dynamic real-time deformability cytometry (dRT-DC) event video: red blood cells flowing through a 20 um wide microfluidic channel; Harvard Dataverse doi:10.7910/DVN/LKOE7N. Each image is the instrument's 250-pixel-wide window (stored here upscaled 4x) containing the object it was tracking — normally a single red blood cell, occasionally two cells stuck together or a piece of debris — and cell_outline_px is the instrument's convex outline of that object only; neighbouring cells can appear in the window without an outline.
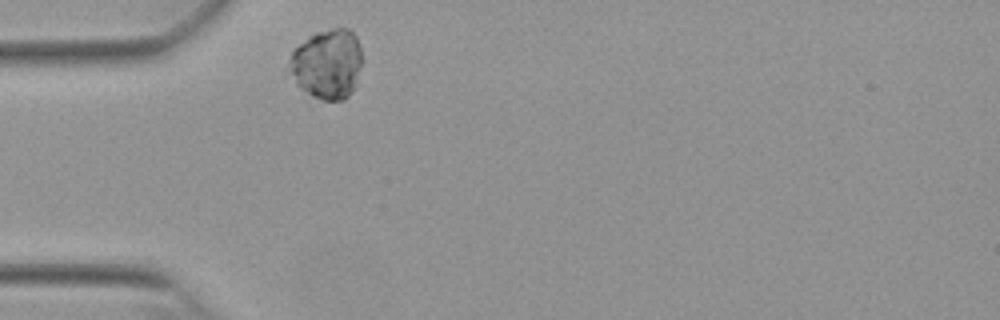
{"species": "Egyptian fruit bat (a non-hibernating species)", "species_latin": "Rousettus aegyptiacus", "temperature_condition": "warm", "stored_images_in_passage": 41, "camera_frame_rate_fps": 3000, "um_per_image_px": 0.085, "animal": {"sex": "female"}, "frame": {"image": 1, "passage_image": 1, "time_ms": 0.0, "image_size_px": [1000, 320], "cell_outline_px": [[360, 68], [356, 84], [352, 92], [344, 100], [324, 100], [312, 96], [300, 88], [284, 76], [288, 60], [292, 52], [308, 36], [316, 32], [332, 28], [348, 28], [356, 36], [360, 48]], "centroid_in_image_um": [27.73, 5.46], "position_along_channel_um": 57.3, "area_um2": 30.29}}
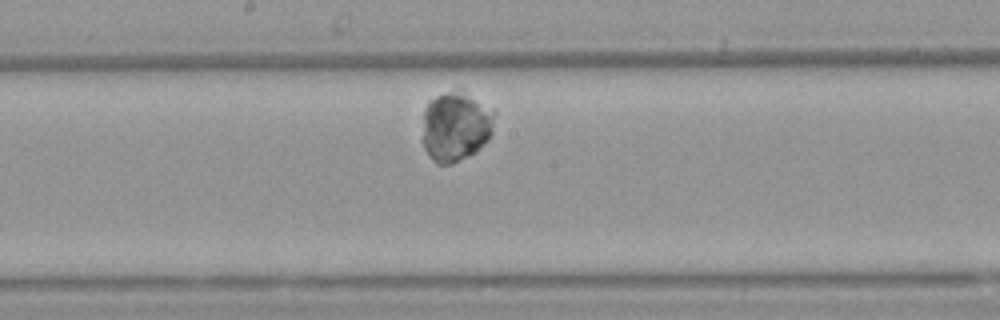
{"frame": {"image": 2, "passage_image": 15, "time_ms": 4.667, "image_size_px": [1000, 320], "cell_outline_px": [[492, 132], [488, 140], [476, 152], [452, 164], [436, 164], [432, 160], [424, 148], [424, 108], [428, 100], [436, 96], [456, 88], [464, 88], [492, 112]], "centroid_in_image_um": [38.71, 10.73], "position_along_channel_um": 209.5, "area_um2": 29.25}}
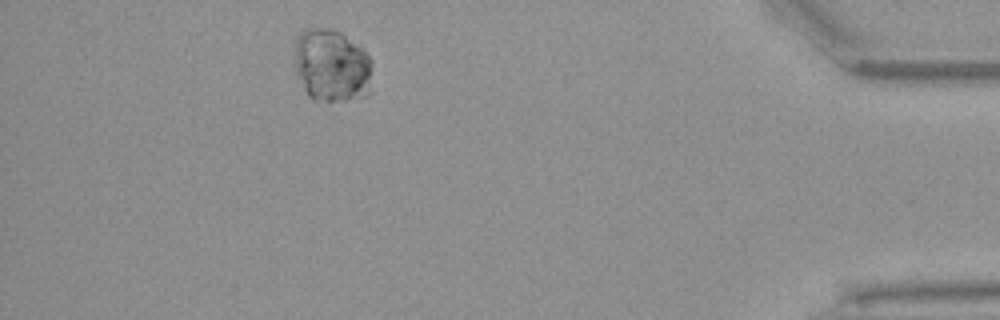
{"frame": {"image": 3, "passage_image": 36, "time_ms": 11.667, "image_size_px": [1000, 320], "cell_outline_px": [[372, 60], [368, 96], [344, 100], [312, 100], [308, 96], [296, 76], [296, 36], [304, 28], [332, 28], [340, 32], [364, 48]], "centroid_in_image_um": [28.19, 5.55], "position_along_channel_um": 407.0, "area_um2": 33.35}}